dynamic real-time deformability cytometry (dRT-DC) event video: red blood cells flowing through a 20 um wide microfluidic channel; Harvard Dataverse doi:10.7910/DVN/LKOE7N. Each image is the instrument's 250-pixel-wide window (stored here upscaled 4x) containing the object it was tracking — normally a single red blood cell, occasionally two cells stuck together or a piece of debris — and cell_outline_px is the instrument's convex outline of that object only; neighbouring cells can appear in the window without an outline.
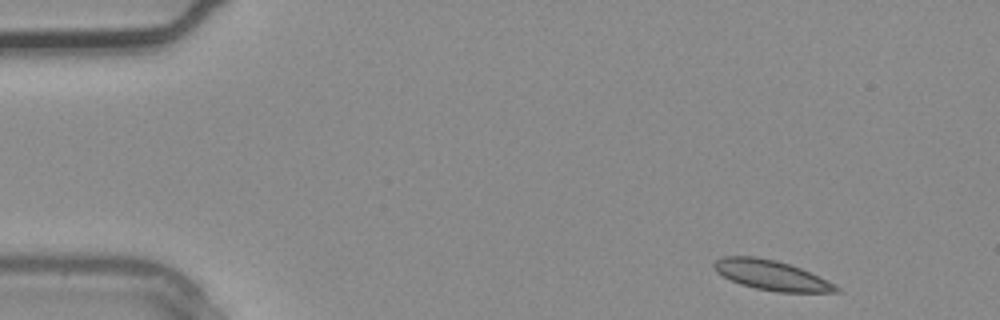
{"species": "common noctule bat (a hibernating species)", "species_latin": "Nyctalus noctula", "temperature_condition": "warm", "stored_images_in_passage": 3, "camera_frame_rate_fps": 3000, "um_per_image_px": 0.085, "animal": {"sex": "male", "body_mass_g": 20.4}, "frame": {"image": 1, "passage_image": 1, "time_ms": 0.0, "image_size_px": [1000, 320], "cell_outline_px": [[844, 292], [776, 292], [756, 288], [740, 284], [716, 272], [712, 264], [716, 260], [724, 256], [756, 256], [776, 260], [800, 268], [820, 276], [836, 284]], "centroid_in_image_um": [65.61, 23.39], "position_along_channel_um": 19.4, "area_um2": 21.33}}
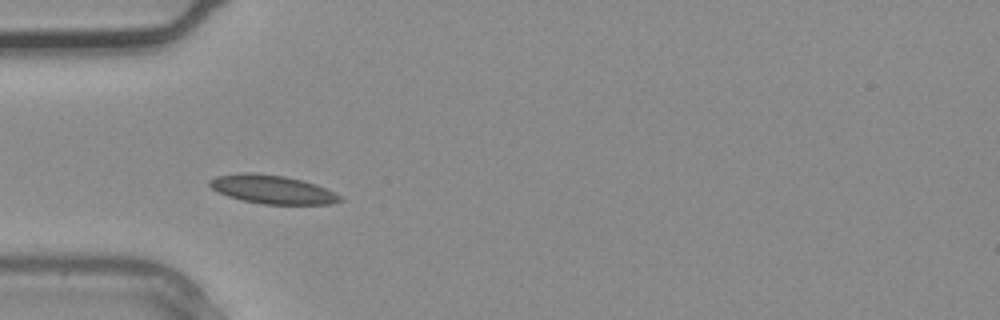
{"frame": {"image": 2, "passage_image": 3, "time_ms": 0.667, "image_size_px": [1000, 320], "cell_outline_px": [[344, 200], [332, 204], [264, 204], [244, 200], [228, 196], [212, 188], [208, 184], [208, 180], [216, 176], [240, 172], [252, 172], [284, 176], [304, 180], [316, 184], [340, 196]], "centroid_in_image_um": [23.13, 16.09], "position_along_channel_um": 61.9, "area_um2": 21.62}}